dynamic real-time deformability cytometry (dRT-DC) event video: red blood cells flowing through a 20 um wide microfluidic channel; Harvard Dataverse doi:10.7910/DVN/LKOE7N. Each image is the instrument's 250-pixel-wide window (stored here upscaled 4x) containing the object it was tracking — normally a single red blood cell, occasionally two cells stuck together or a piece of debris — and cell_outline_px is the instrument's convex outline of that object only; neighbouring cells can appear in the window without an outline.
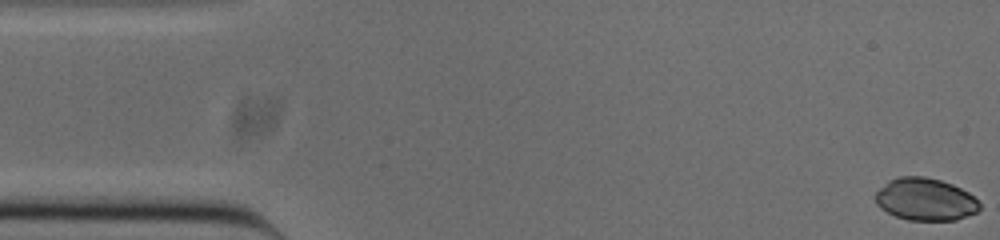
{"species": "common noctule bat (a hibernating species)", "species_latin": "Nyctalus noctula", "temperature_condition": "cold", "stored_images_in_passage": 53, "camera_frame_rate_fps": 3000, "um_per_image_px": 0.085, "animal": {"sex": "male", "body_mass_g": 20.0, "forearm_length_mm": 53.3}, "frame": {"image": 1, "passage_image": 1, "time_ms": 0.0, "image_size_px": [1000, 240], "cell_outline_px": [[980, 208], [976, 212], [956, 220], [908, 220], [896, 216], [880, 208], [876, 204], [876, 192], [888, 180], [896, 176], [924, 176], [940, 180], [952, 184], [968, 192], [980, 204]], "centroid_in_image_um": [78.63, 16.93], "position_along_channel_um": 6.4, "area_um2": 25.66}}
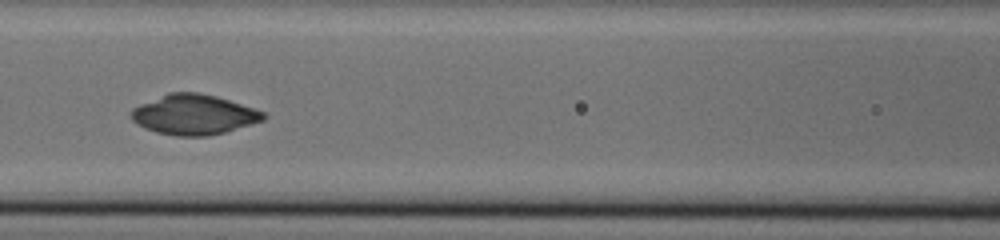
{"frame": {"image": 2, "passage_image": 22, "time_ms": 7.0, "image_size_px": [1000, 240], "cell_outline_px": [[268, 116], [264, 120], [224, 132], [208, 136], [176, 136], [156, 132], [144, 128], [136, 124], [132, 120], [132, 108], [140, 104], [168, 92], [200, 92], [216, 96], [264, 112]], "centroid_in_image_um": [16.45, 9.74], "position_along_channel_um": 150.1, "area_um2": 30.75}}
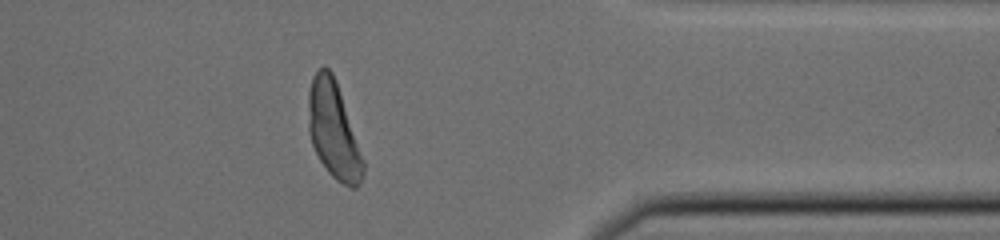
{"frame": {"image": 3, "passage_image": 42, "time_ms": 13.667, "image_size_px": [1000, 240], "cell_outline_px": [[364, 172], [360, 184], [356, 188], [352, 188], [336, 180], [328, 172], [320, 160], [312, 144], [308, 128], [308, 92], [312, 76], [320, 68], [328, 68], [332, 72], [336, 80], [364, 160]], "centroid_in_image_um": [28.34, 11.09], "position_along_channel_um": 383.1, "area_um2": 30.69}, "authors_computed_cell_mechanics": {"area_um2": 29.9982, "velocity_mm_per_s": 3.8294, "shape_relaxation_time_tau1_ms": 4.7075, "shape_relaxation_time_tau2_ms": null, "deformation_change_tau1": 0.2652, "deformation_change_tau2": null}}